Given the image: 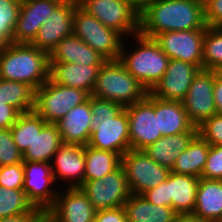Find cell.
<instances>
[{"label": "cell", "mask_w": 222, "mask_h": 222, "mask_svg": "<svg viewBox=\"0 0 222 222\" xmlns=\"http://www.w3.org/2000/svg\"><path fill=\"white\" fill-rule=\"evenodd\" d=\"M204 5L198 0H156L139 14V34L206 29Z\"/></svg>", "instance_id": "obj_1"}, {"label": "cell", "mask_w": 222, "mask_h": 222, "mask_svg": "<svg viewBox=\"0 0 222 222\" xmlns=\"http://www.w3.org/2000/svg\"><path fill=\"white\" fill-rule=\"evenodd\" d=\"M0 79L22 82L34 91L49 79V56L32 44L9 43L0 54Z\"/></svg>", "instance_id": "obj_2"}, {"label": "cell", "mask_w": 222, "mask_h": 222, "mask_svg": "<svg viewBox=\"0 0 222 222\" xmlns=\"http://www.w3.org/2000/svg\"><path fill=\"white\" fill-rule=\"evenodd\" d=\"M133 37L136 41L134 50L128 53L123 41L119 61L150 92L166 72L170 58L153 38L140 34Z\"/></svg>", "instance_id": "obj_3"}, {"label": "cell", "mask_w": 222, "mask_h": 222, "mask_svg": "<svg viewBox=\"0 0 222 222\" xmlns=\"http://www.w3.org/2000/svg\"><path fill=\"white\" fill-rule=\"evenodd\" d=\"M149 91L118 60H107L99 69L92 96L124 107L144 100Z\"/></svg>", "instance_id": "obj_4"}, {"label": "cell", "mask_w": 222, "mask_h": 222, "mask_svg": "<svg viewBox=\"0 0 222 222\" xmlns=\"http://www.w3.org/2000/svg\"><path fill=\"white\" fill-rule=\"evenodd\" d=\"M73 33L106 60H118L125 39L117 31L104 26L79 4L74 11Z\"/></svg>", "instance_id": "obj_5"}, {"label": "cell", "mask_w": 222, "mask_h": 222, "mask_svg": "<svg viewBox=\"0 0 222 222\" xmlns=\"http://www.w3.org/2000/svg\"><path fill=\"white\" fill-rule=\"evenodd\" d=\"M199 180L198 177L170 171L165 181L142 196L154 205L172 207L177 214H192Z\"/></svg>", "instance_id": "obj_6"}, {"label": "cell", "mask_w": 222, "mask_h": 222, "mask_svg": "<svg viewBox=\"0 0 222 222\" xmlns=\"http://www.w3.org/2000/svg\"><path fill=\"white\" fill-rule=\"evenodd\" d=\"M89 97L84 90L62 86L48 79L35 91L34 111L47 123L55 124Z\"/></svg>", "instance_id": "obj_7"}, {"label": "cell", "mask_w": 222, "mask_h": 222, "mask_svg": "<svg viewBox=\"0 0 222 222\" xmlns=\"http://www.w3.org/2000/svg\"><path fill=\"white\" fill-rule=\"evenodd\" d=\"M79 5L123 37L139 34V12L125 0H79Z\"/></svg>", "instance_id": "obj_8"}, {"label": "cell", "mask_w": 222, "mask_h": 222, "mask_svg": "<svg viewBox=\"0 0 222 222\" xmlns=\"http://www.w3.org/2000/svg\"><path fill=\"white\" fill-rule=\"evenodd\" d=\"M131 194L143 195L165 181L170 170L153 161L144 150H128L121 157Z\"/></svg>", "instance_id": "obj_9"}, {"label": "cell", "mask_w": 222, "mask_h": 222, "mask_svg": "<svg viewBox=\"0 0 222 222\" xmlns=\"http://www.w3.org/2000/svg\"><path fill=\"white\" fill-rule=\"evenodd\" d=\"M79 188L97 211L122 207L131 196L122 165L101 179L84 180Z\"/></svg>", "instance_id": "obj_10"}, {"label": "cell", "mask_w": 222, "mask_h": 222, "mask_svg": "<svg viewBox=\"0 0 222 222\" xmlns=\"http://www.w3.org/2000/svg\"><path fill=\"white\" fill-rule=\"evenodd\" d=\"M206 29L170 31L153 37L170 58L190 63L203 69V40Z\"/></svg>", "instance_id": "obj_11"}, {"label": "cell", "mask_w": 222, "mask_h": 222, "mask_svg": "<svg viewBox=\"0 0 222 222\" xmlns=\"http://www.w3.org/2000/svg\"><path fill=\"white\" fill-rule=\"evenodd\" d=\"M129 124L130 147L133 150H144L162 137L158 130L155 116V97H147L132 105L126 106Z\"/></svg>", "instance_id": "obj_12"}, {"label": "cell", "mask_w": 222, "mask_h": 222, "mask_svg": "<svg viewBox=\"0 0 222 222\" xmlns=\"http://www.w3.org/2000/svg\"><path fill=\"white\" fill-rule=\"evenodd\" d=\"M91 130L87 146L111 151L121 157L131 149L126 109L114 118H92Z\"/></svg>", "instance_id": "obj_13"}, {"label": "cell", "mask_w": 222, "mask_h": 222, "mask_svg": "<svg viewBox=\"0 0 222 222\" xmlns=\"http://www.w3.org/2000/svg\"><path fill=\"white\" fill-rule=\"evenodd\" d=\"M23 165L25 177L23 191L33 206L45 214L55 203L58 194V191L52 187L55 179L51 164L23 161Z\"/></svg>", "instance_id": "obj_14"}, {"label": "cell", "mask_w": 222, "mask_h": 222, "mask_svg": "<svg viewBox=\"0 0 222 222\" xmlns=\"http://www.w3.org/2000/svg\"><path fill=\"white\" fill-rule=\"evenodd\" d=\"M215 71L200 70L182 101L190 121L199 126L204 120L217 114L214 102Z\"/></svg>", "instance_id": "obj_15"}, {"label": "cell", "mask_w": 222, "mask_h": 222, "mask_svg": "<svg viewBox=\"0 0 222 222\" xmlns=\"http://www.w3.org/2000/svg\"><path fill=\"white\" fill-rule=\"evenodd\" d=\"M96 212L80 188L66 187L64 193L58 192L44 222H94Z\"/></svg>", "instance_id": "obj_16"}, {"label": "cell", "mask_w": 222, "mask_h": 222, "mask_svg": "<svg viewBox=\"0 0 222 222\" xmlns=\"http://www.w3.org/2000/svg\"><path fill=\"white\" fill-rule=\"evenodd\" d=\"M78 4V1L63 0L40 27L31 44L49 54L63 38L73 33L74 11Z\"/></svg>", "instance_id": "obj_17"}, {"label": "cell", "mask_w": 222, "mask_h": 222, "mask_svg": "<svg viewBox=\"0 0 222 222\" xmlns=\"http://www.w3.org/2000/svg\"><path fill=\"white\" fill-rule=\"evenodd\" d=\"M200 70L196 65L170 59L163 77L149 93L160 100L182 102Z\"/></svg>", "instance_id": "obj_18"}, {"label": "cell", "mask_w": 222, "mask_h": 222, "mask_svg": "<svg viewBox=\"0 0 222 222\" xmlns=\"http://www.w3.org/2000/svg\"><path fill=\"white\" fill-rule=\"evenodd\" d=\"M63 0H21L13 43L31 44L40 27Z\"/></svg>", "instance_id": "obj_19"}, {"label": "cell", "mask_w": 222, "mask_h": 222, "mask_svg": "<svg viewBox=\"0 0 222 222\" xmlns=\"http://www.w3.org/2000/svg\"><path fill=\"white\" fill-rule=\"evenodd\" d=\"M50 164L55 182L69 180L66 185L72 180L67 188H79L84 182L85 146L63 143Z\"/></svg>", "instance_id": "obj_20"}, {"label": "cell", "mask_w": 222, "mask_h": 222, "mask_svg": "<svg viewBox=\"0 0 222 222\" xmlns=\"http://www.w3.org/2000/svg\"><path fill=\"white\" fill-rule=\"evenodd\" d=\"M101 66L49 62V79L62 86L84 90L91 95Z\"/></svg>", "instance_id": "obj_21"}, {"label": "cell", "mask_w": 222, "mask_h": 222, "mask_svg": "<svg viewBox=\"0 0 222 222\" xmlns=\"http://www.w3.org/2000/svg\"><path fill=\"white\" fill-rule=\"evenodd\" d=\"M92 114L89 99L72 108L55 124L63 143L86 146L91 135Z\"/></svg>", "instance_id": "obj_22"}, {"label": "cell", "mask_w": 222, "mask_h": 222, "mask_svg": "<svg viewBox=\"0 0 222 222\" xmlns=\"http://www.w3.org/2000/svg\"><path fill=\"white\" fill-rule=\"evenodd\" d=\"M49 62L103 65L107 60L74 33L63 38L48 54Z\"/></svg>", "instance_id": "obj_23"}, {"label": "cell", "mask_w": 222, "mask_h": 222, "mask_svg": "<svg viewBox=\"0 0 222 222\" xmlns=\"http://www.w3.org/2000/svg\"><path fill=\"white\" fill-rule=\"evenodd\" d=\"M155 116H157L158 130L162 136L198 132L181 101H166L155 97Z\"/></svg>", "instance_id": "obj_24"}, {"label": "cell", "mask_w": 222, "mask_h": 222, "mask_svg": "<svg viewBox=\"0 0 222 222\" xmlns=\"http://www.w3.org/2000/svg\"><path fill=\"white\" fill-rule=\"evenodd\" d=\"M193 215L208 222H222V180L200 178Z\"/></svg>", "instance_id": "obj_25"}, {"label": "cell", "mask_w": 222, "mask_h": 222, "mask_svg": "<svg viewBox=\"0 0 222 222\" xmlns=\"http://www.w3.org/2000/svg\"><path fill=\"white\" fill-rule=\"evenodd\" d=\"M197 135L198 132H183L162 136L144 151L153 161L171 171L180 153L189 146Z\"/></svg>", "instance_id": "obj_26"}, {"label": "cell", "mask_w": 222, "mask_h": 222, "mask_svg": "<svg viewBox=\"0 0 222 222\" xmlns=\"http://www.w3.org/2000/svg\"><path fill=\"white\" fill-rule=\"evenodd\" d=\"M123 207L128 222H174L177 215L172 207L154 205L137 194H131Z\"/></svg>", "instance_id": "obj_27"}, {"label": "cell", "mask_w": 222, "mask_h": 222, "mask_svg": "<svg viewBox=\"0 0 222 222\" xmlns=\"http://www.w3.org/2000/svg\"><path fill=\"white\" fill-rule=\"evenodd\" d=\"M62 144L57 125L47 123L23 153V161L51 163L54 153Z\"/></svg>", "instance_id": "obj_28"}, {"label": "cell", "mask_w": 222, "mask_h": 222, "mask_svg": "<svg viewBox=\"0 0 222 222\" xmlns=\"http://www.w3.org/2000/svg\"><path fill=\"white\" fill-rule=\"evenodd\" d=\"M209 148L210 144L197 135L180 153L171 172L201 178Z\"/></svg>", "instance_id": "obj_29"}, {"label": "cell", "mask_w": 222, "mask_h": 222, "mask_svg": "<svg viewBox=\"0 0 222 222\" xmlns=\"http://www.w3.org/2000/svg\"><path fill=\"white\" fill-rule=\"evenodd\" d=\"M121 165V156L111 151H105L85 146L84 180H98L106 174L115 171Z\"/></svg>", "instance_id": "obj_30"}, {"label": "cell", "mask_w": 222, "mask_h": 222, "mask_svg": "<svg viewBox=\"0 0 222 222\" xmlns=\"http://www.w3.org/2000/svg\"><path fill=\"white\" fill-rule=\"evenodd\" d=\"M35 91L27 84L0 79V105L15 107L20 113L34 110Z\"/></svg>", "instance_id": "obj_31"}, {"label": "cell", "mask_w": 222, "mask_h": 222, "mask_svg": "<svg viewBox=\"0 0 222 222\" xmlns=\"http://www.w3.org/2000/svg\"><path fill=\"white\" fill-rule=\"evenodd\" d=\"M47 122L34 110L21 113L10 128L13 141L17 148L24 153L32 144L36 133H39Z\"/></svg>", "instance_id": "obj_32"}, {"label": "cell", "mask_w": 222, "mask_h": 222, "mask_svg": "<svg viewBox=\"0 0 222 222\" xmlns=\"http://www.w3.org/2000/svg\"><path fill=\"white\" fill-rule=\"evenodd\" d=\"M17 214H44L28 200L23 189L0 186V218Z\"/></svg>", "instance_id": "obj_33"}, {"label": "cell", "mask_w": 222, "mask_h": 222, "mask_svg": "<svg viewBox=\"0 0 222 222\" xmlns=\"http://www.w3.org/2000/svg\"><path fill=\"white\" fill-rule=\"evenodd\" d=\"M203 69L222 71V27H206L203 40Z\"/></svg>", "instance_id": "obj_34"}, {"label": "cell", "mask_w": 222, "mask_h": 222, "mask_svg": "<svg viewBox=\"0 0 222 222\" xmlns=\"http://www.w3.org/2000/svg\"><path fill=\"white\" fill-rule=\"evenodd\" d=\"M20 5L21 0H0V36L8 43L13 42Z\"/></svg>", "instance_id": "obj_35"}, {"label": "cell", "mask_w": 222, "mask_h": 222, "mask_svg": "<svg viewBox=\"0 0 222 222\" xmlns=\"http://www.w3.org/2000/svg\"><path fill=\"white\" fill-rule=\"evenodd\" d=\"M23 162V153L15 145L11 130L0 129V166Z\"/></svg>", "instance_id": "obj_36"}, {"label": "cell", "mask_w": 222, "mask_h": 222, "mask_svg": "<svg viewBox=\"0 0 222 222\" xmlns=\"http://www.w3.org/2000/svg\"><path fill=\"white\" fill-rule=\"evenodd\" d=\"M198 135L210 145L222 146V115L215 114L197 126Z\"/></svg>", "instance_id": "obj_37"}, {"label": "cell", "mask_w": 222, "mask_h": 222, "mask_svg": "<svg viewBox=\"0 0 222 222\" xmlns=\"http://www.w3.org/2000/svg\"><path fill=\"white\" fill-rule=\"evenodd\" d=\"M23 162L14 165L0 166V186L12 189H23L24 186Z\"/></svg>", "instance_id": "obj_38"}, {"label": "cell", "mask_w": 222, "mask_h": 222, "mask_svg": "<svg viewBox=\"0 0 222 222\" xmlns=\"http://www.w3.org/2000/svg\"><path fill=\"white\" fill-rule=\"evenodd\" d=\"M90 107L92 118L96 119L114 118L125 109V107L119 103L100 99L92 95H90Z\"/></svg>", "instance_id": "obj_39"}, {"label": "cell", "mask_w": 222, "mask_h": 222, "mask_svg": "<svg viewBox=\"0 0 222 222\" xmlns=\"http://www.w3.org/2000/svg\"><path fill=\"white\" fill-rule=\"evenodd\" d=\"M201 178L222 180V146L210 145Z\"/></svg>", "instance_id": "obj_40"}, {"label": "cell", "mask_w": 222, "mask_h": 222, "mask_svg": "<svg viewBox=\"0 0 222 222\" xmlns=\"http://www.w3.org/2000/svg\"><path fill=\"white\" fill-rule=\"evenodd\" d=\"M204 12L208 27H222V0H210L204 5Z\"/></svg>", "instance_id": "obj_41"}, {"label": "cell", "mask_w": 222, "mask_h": 222, "mask_svg": "<svg viewBox=\"0 0 222 222\" xmlns=\"http://www.w3.org/2000/svg\"><path fill=\"white\" fill-rule=\"evenodd\" d=\"M94 222H128L124 207L98 210Z\"/></svg>", "instance_id": "obj_42"}, {"label": "cell", "mask_w": 222, "mask_h": 222, "mask_svg": "<svg viewBox=\"0 0 222 222\" xmlns=\"http://www.w3.org/2000/svg\"><path fill=\"white\" fill-rule=\"evenodd\" d=\"M21 113L13 106L0 105V129L11 128Z\"/></svg>", "instance_id": "obj_43"}, {"label": "cell", "mask_w": 222, "mask_h": 222, "mask_svg": "<svg viewBox=\"0 0 222 222\" xmlns=\"http://www.w3.org/2000/svg\"><path fill=\"white\" fill-rule=\"evenodd\" d=\"M213 94L217 114L222 115V71H215Z\"/></svg>", "instance_id": "obj_44"}, {"label": "cell", "mask_w": 222, "mask_h": 222, "mask_svg": "<svg viewBox=\"0 0 222 222\" xmlns=\"http://www.w3.org/2000/svg\"><path fill=\"white\" fill-rule=\"evenodd\" d=\"M45 214H17L0 218V222H44Z\"/></svg>", "instance_id": "obj_45"}, {"label": "cell", "mask_w": 222, "mask_h": 222, "mask_svg": "<svg viewBox=\"0 0 222 222\" xmlns=\"http://www.w3.org/2000/svg\"><path fill=\"white\" fill-rule=\"evenodd\" d=\"M128 2L134 9L141 13L148 5L155 2L156 0H125Z\"/></svg>", "instance_id": "obj_46"}, {"label": "cell", "mask_w": 222, "mask_h": 222, "mask_svg": "<svg viewBox=\"0 0 222 222\" xmlns=\"http://www.w3.org/2000/svg\"><path fill=\"white\" fill-rule=\"evenodd\" d=\"M174 222H208V221H203L193 214H177Z\"/></svg>", "instance_id": "obj_47"}, {"label": "cell", "mask_w": 222, "mask_h": 222, "mask_svg": "<svg viewBox=\"0 0 222 222\" xmlns=\"http://www.w3.org/2000/svg\"><path fill=\"white\" fill-rule=\"evenodd\" d=\"M9 43L2 37L0 36V54L3 53Z\"/></svg>", "instance_id": "obj_48"}, {"label": "cell", "mask_w": 222, "mask_h": 222, "mask_svg": "<svg viewBox=\"0 0 222 222\" xmlns=\"http://www.w3.org/2000/svg\"><path fill=\"white\" fill-rule=\"evenodd\" d=\"M201 4L205 5L206 3H208L210 0H198Z\"/></svg>", "instance_id": "obj_49"}]
</instances>
